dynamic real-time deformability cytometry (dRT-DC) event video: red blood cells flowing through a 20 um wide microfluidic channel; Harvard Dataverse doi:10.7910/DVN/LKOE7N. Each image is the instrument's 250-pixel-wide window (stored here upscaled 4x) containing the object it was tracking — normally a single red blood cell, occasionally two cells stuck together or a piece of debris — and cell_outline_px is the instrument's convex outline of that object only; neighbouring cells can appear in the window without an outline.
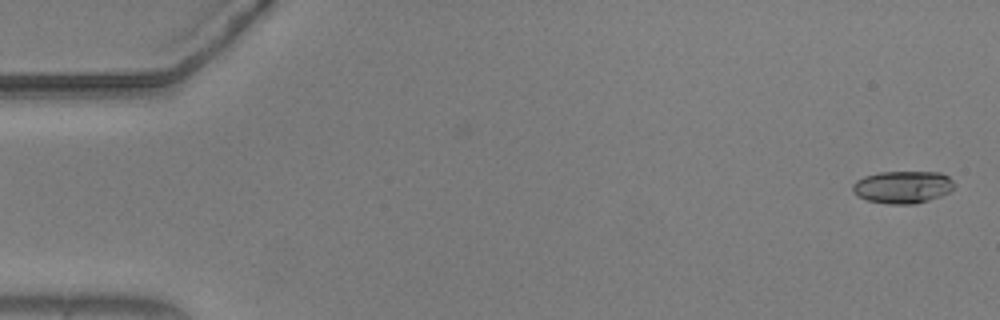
{"species": "common noctule bat (a hibernating species)", "species_latin": "Nyctalus noctula", "temperature_condition": "warm", "stored_images_in_passage": 6, "camera_frame_rate_fps": 3000, "um_per_image_px": 0.085, "animal": {"sex": "male", "body_mass_g": 20.5, "forearm_length_mm": 52.5}, "frame": {"image": 1, "passage_image": 1, "time_ms": 0.0, "image_size_px": [1000, 320], "cell_outline_px": [[956, 184], [948, 192], [940, 196], [916, 204], [888, 204], [868, 200], [856, 196], [852, 192], [852, 184], [856, 180], [864, 176], [880, 172], [940, 172], [948, 176]], "centroid_in_image_um": [76.7, 15.9], "position_along_channel_um": 8.3, "area_um2": 19.31}}